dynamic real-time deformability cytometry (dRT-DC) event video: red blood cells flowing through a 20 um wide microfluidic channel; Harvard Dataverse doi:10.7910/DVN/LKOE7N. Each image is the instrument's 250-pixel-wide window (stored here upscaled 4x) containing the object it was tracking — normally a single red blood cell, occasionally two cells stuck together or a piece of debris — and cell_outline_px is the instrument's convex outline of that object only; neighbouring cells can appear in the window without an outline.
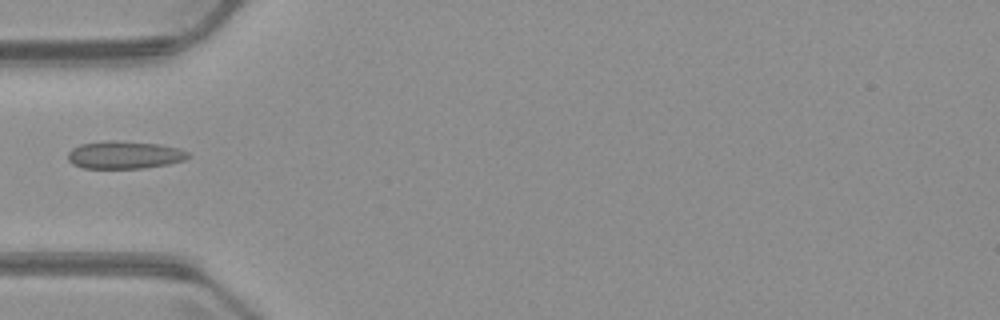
{"species": "common noctule bat (a hibernating species)", "species_latin": "Nyctalus noctula", "temperature_condition": "warm", "stored_images_in_passage": 6, "camera_frame_rate_fps": 3000, "um_per_image_px": 0.085, "animal": {"sex": "male", "body_mass_g": 23.1, "forearm_length_mm": 52.7}, "frame": {"image": 1, "passage_image": 5, "time_ms": 5.0, "image_size_px": [1000, 320], "cell_outline_px": [[192, 156], [184, 160], [168, 164], [144, 168], [84, 168], [72, 164], [68, 160], [68, 152], [72, 148], [80, 144], [108, 140], [116, 140], [160, 144], [180, 148], [188, 152]], "centroid_in_image_um": [10.59, 13.16], "position_along_channel_um": 74.4, "area_um2": 19.59}}
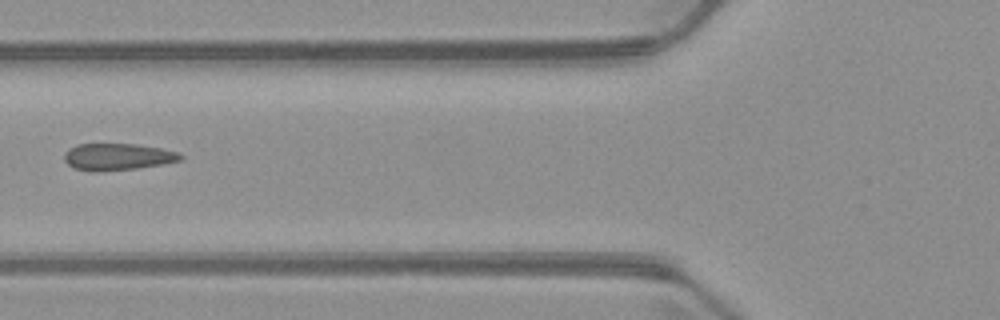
{"frame": {"image": 2, "passage_image": 6, "time_ms": 6.0, "image_size_px": [1000, 320], "cell_outline_px": [[184, 160], [164, 164], [136, 168], [96, 172], [92, 172], [76, 168], [68, 164], [64, 160], [64, 152], [68, 148], [76, 144], [136, 144], [160, 148], [180, 152], [184, 156]], "centroid_in_image_um": [10.02, 13.32], "position_along_channel_um": 115.8, "area_um2": 18.38}}